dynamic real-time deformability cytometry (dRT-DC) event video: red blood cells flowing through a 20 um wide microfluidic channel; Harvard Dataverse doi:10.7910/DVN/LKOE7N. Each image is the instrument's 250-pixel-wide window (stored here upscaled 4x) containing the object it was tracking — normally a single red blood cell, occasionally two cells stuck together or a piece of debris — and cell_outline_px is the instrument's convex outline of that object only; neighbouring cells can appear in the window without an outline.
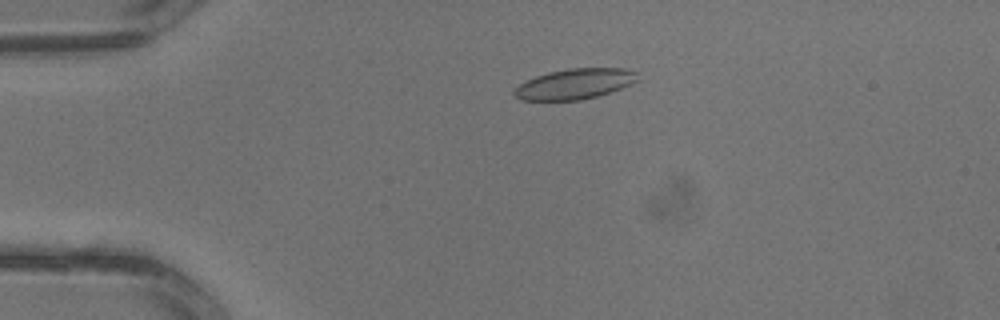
{"species": "common noctule bat (a hibernating species)", "species_latin": "Nyctalus noctula", "temperature_condition": "warm", "stored_images_in_passage": 4, "camera_frame_rate_fps": 3000, "um_per_image_px": 0.085, "animal": {"sex": "male", "body_mass_g": 13.3}, "frame": {"image": 1, "passage_image": 3, "time_ms": 0.667, "image_size_px": [1000, 320], "cell_outline_px": [[640, 80], [620, 88], [596, 96], [580, 100], [520, 100], [512, 92], [520, 84], [536, 76], [548, 72], [568, 68], [624, 68], [640, 72]], "centroid_in_image_um": [48.9, 7.12], "position_along_channel_um": 36.1, "area_um2": 21.85}}